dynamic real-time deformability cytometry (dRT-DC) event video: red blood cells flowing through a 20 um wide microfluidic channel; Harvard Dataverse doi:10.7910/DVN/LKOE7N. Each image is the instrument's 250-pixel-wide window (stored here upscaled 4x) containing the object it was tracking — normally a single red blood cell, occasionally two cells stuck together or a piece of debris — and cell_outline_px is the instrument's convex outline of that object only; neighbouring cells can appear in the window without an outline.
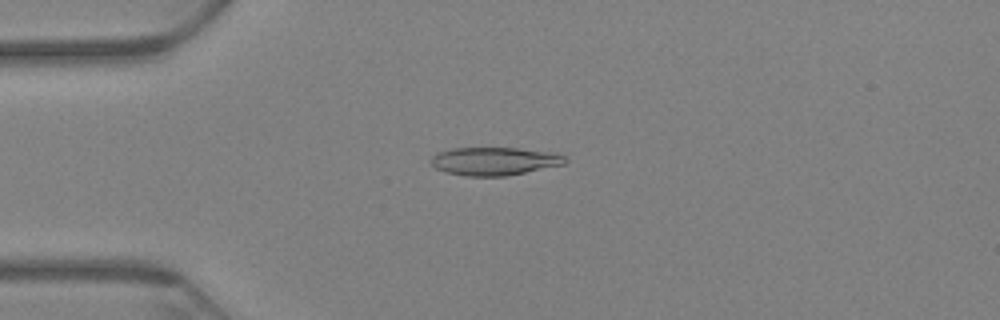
{"species": "Egyptian fruit bat (a non-hibernating species)", "species_latin": "Rousettus aegyptiacus", "temperature_condition": "warm", "stored_images_in_passage": 58, "camera_frame_rate_fps": 3000, "um_per_image_px": 0.085, "animal": {"sex": "female"}, "frame": {"image": 1, "passage_image": 10, "time_ms": 3.0, "image_size_px": [1000, 320], "cell_outline_px": [[568, 160], [564, 164], [504, 176], [464, 176], [444, 172], [436, 168], [428, 160], [436, 152], [452, 148], [520, 148], [552, 152], [564, 156]], "centroid_in_image_um": [41.97, 13.69], "position_along_channel_um": 43.0, "area_um2": 22.02}}
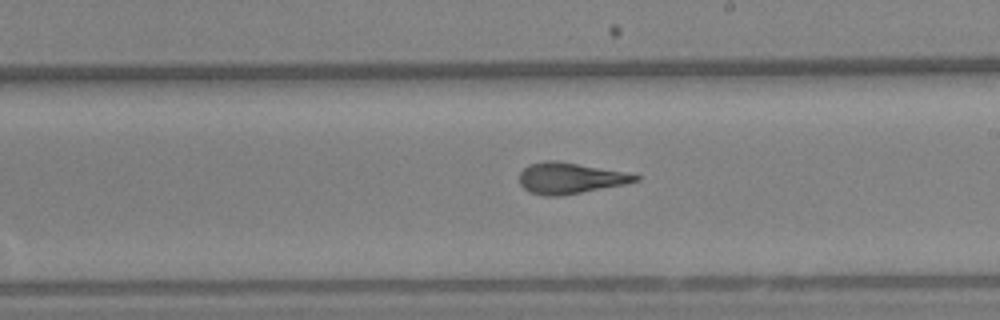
{"frame": {"image": 2, "passage_image": 31, "time_ms": 10.0, "image_size_px": [1000, 320], "cell_outline_px": [[640, 180], [624, 184], [560, 196], [544, 196], [532, 192], [524, 188], [520, 184], [520, 172], [528, 164], [548, 160], [556, 160], [624, 172], [640, 176]], "centroid_in_image_um": [48.42, 15.14], "position_along_channel_um": 240.6, "area_um2": 20.69}}
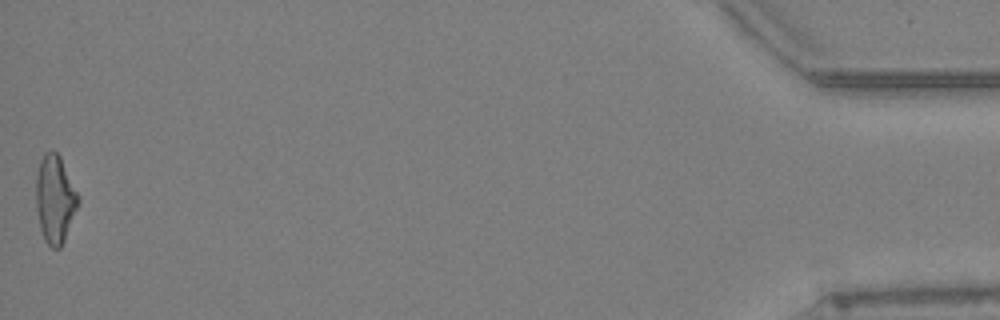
{"frame": {"image": 3, "passage_image": 58, "time_ms": 19.0, "image_size_px": [1000, 320], "cell_outline_px": [[80, 204], [64, 240], [60, 248], [52, 248], [44, 240], [40, 228], [36, 208], [36, 176], [40, 160], [44, 152], [52, 148], [60, 156], [80, 196]], "centroid_in_image_um": [4.69, 16.9], "position_along_channel_um": 430.5, "area_um2": 21.96}, "authors_computed_cell_mechanics": {"area_um2": 21.3571, "velocity_mm_per_s": 3.1762, "shape_relaxation_time_tau1_ms": null, "shape_relaxation_time_tau2_ms": 1.4312, "deformation_change_tau1": null, "deformation_change_tau2": 0.1}}